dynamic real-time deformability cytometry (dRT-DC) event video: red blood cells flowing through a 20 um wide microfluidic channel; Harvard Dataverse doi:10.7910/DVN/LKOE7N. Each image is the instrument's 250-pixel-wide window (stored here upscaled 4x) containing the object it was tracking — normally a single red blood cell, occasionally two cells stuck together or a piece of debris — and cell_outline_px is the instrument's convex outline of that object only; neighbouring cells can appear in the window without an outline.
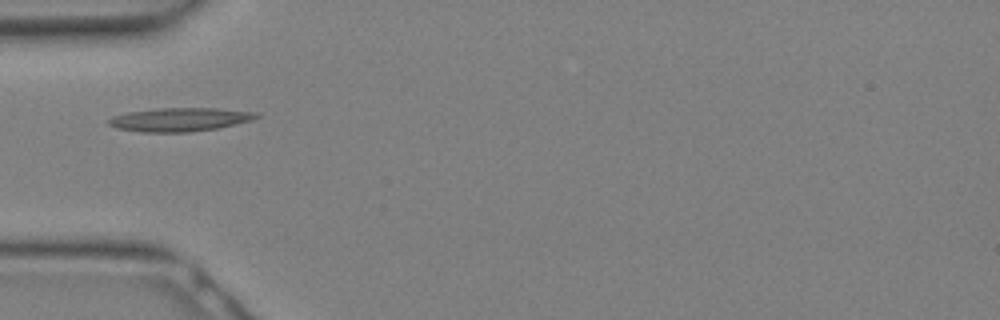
{"species": "Egyptian fruit bat (a non-hibernating species)", "species_latin": "Rousettus aegyptiacus", "temperature_condition": "warm", "stored_images_in_passage": 13, "camera_frame_rate_fps": 3000, "um_per_image_px": 0.085, "animal": {"sex": "female"}, "frame": {"image": 1, "passage_image": 10, "time_ms": 3.0, "image_size_px": [1000, 320], "cell_outline_px": [[260, 116], [252, 120], [216, 128], [188, 132], [140, 132], [116, 128], [108, 124], [108, 120], [112, 116], [128, 112], [160, 108], [216, 108], [260, 112]], "centroid_in_image_um": [15.29, 10.15], "position_along_channel_um": 69.7, "area_um2": 20.29}}
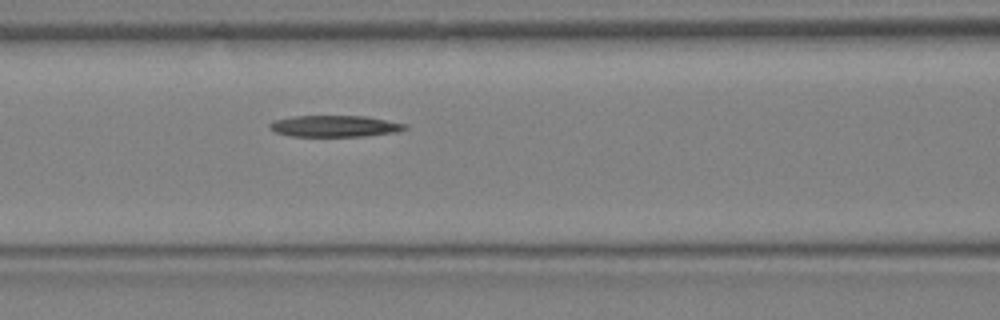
{"frame": {"image": 2, "passage_image": 13, "time_ms": 4.0, "image_size_px": [1000, 320], "cell_outline_px": [[408, 128], [396, 132], [364, 136], [288, 136], [276, 132], [268, 128], [268, 124], [272, 120], [292, 116], [364, 116], [408, 124]], "centroid_in_image_um": [28.41, 10.72], "position_along_channel_um": 138.2, "area_um2": 16.99}}